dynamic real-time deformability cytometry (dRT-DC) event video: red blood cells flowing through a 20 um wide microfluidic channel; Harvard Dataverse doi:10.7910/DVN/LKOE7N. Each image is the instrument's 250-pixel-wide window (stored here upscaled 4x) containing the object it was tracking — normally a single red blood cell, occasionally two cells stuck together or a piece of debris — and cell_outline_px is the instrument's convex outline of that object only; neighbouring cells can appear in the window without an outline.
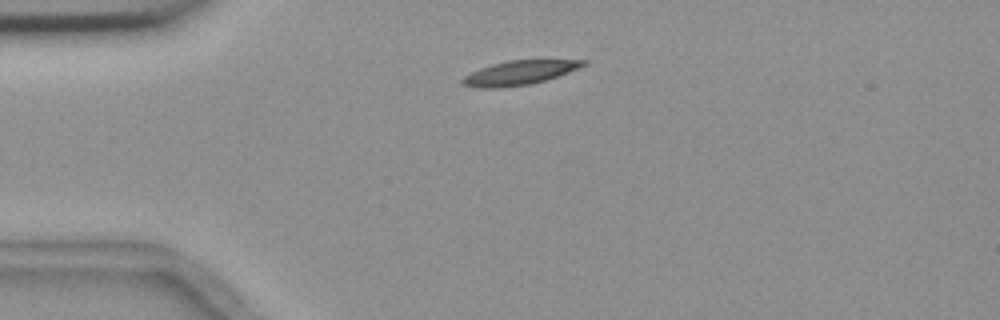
{"species": "common noctule bat (a hibernating species)", "species_latin": "Nyctalus noctula", "temperature_condition": "room temperature", "stored_images_in_passage": 3, "camera_frame_rate_fps": 3000, "um_per_image_px": 0.085, "animal": {"sex": "female", "body_mass_g": 18.4}, "frame": {"image": 1, "passage_image": 2, "time_ms": 1.0, "image_size_px": [1000, 320], "cell_outline_px": [[588, 64], [568, 72], [544, 80], [528, 84], [500, 88], [480, 88], [460, 84], [460, 80], [464, 76], [480, 68], [492, 64], [508, 60], [544, 56], [588, 60]], "centroid_in_image_um": [44.26, 6.1], "position_along_channel_um": 40.7, "area_um2": 18.03}}